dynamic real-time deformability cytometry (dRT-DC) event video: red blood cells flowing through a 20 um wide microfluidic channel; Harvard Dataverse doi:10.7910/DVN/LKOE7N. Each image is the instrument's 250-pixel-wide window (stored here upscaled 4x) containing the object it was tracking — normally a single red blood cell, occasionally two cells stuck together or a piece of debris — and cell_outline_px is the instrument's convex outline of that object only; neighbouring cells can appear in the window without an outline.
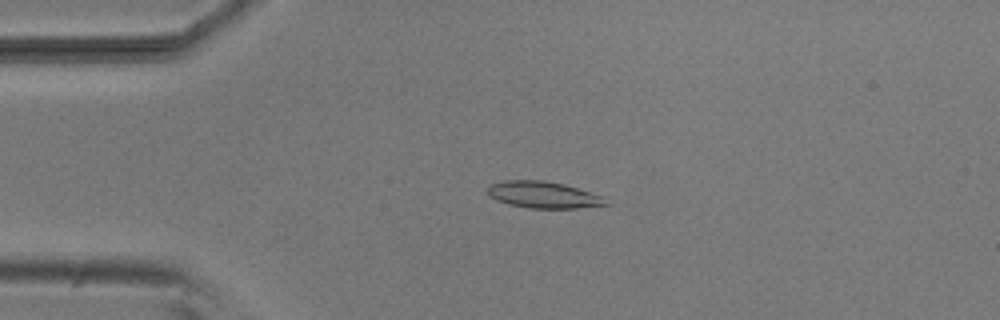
{"species": "common noctule bat (a hibernating species)", "species_latin": "Nyctalus noctula", "temperature_condition": "room temperature", "stored_images_in_passage": 52, "camera_frame_rate_fps": 3000, "um_per_image_px": 0.085, "animal": {"sex": "male", "body_mass_g": 20.5, "forearm_length_mm": 52.5}, "frame": {"image": 1, "passage_image": 12, "time_ms": 3.667, "image_size_px": [1000, 320], "cell_outline_px": [[612, 204], [576, 208], [532, 208], [508, 204], [496, 200], [488, 196], [488, 188], [492, 184], [504, 180], [544, 180], [564, 184], [604, 196]], "centroid_in_image_um": [46.22, 16.56], "position_along_channel_um": 38.8, "area_um2": 18.44}}
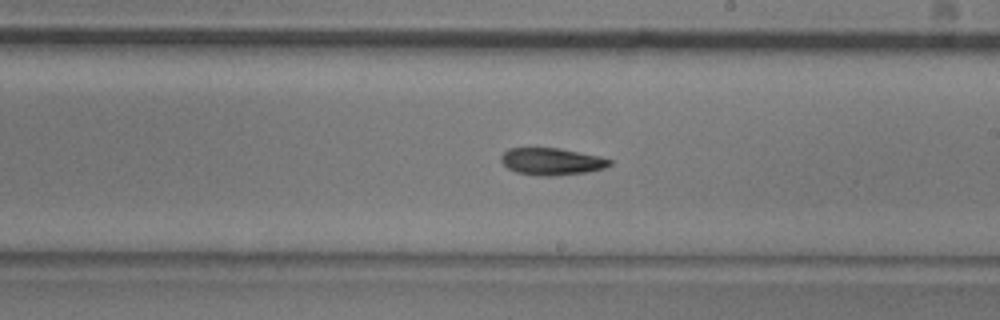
{"frame": {"image": 2, "passage_image": 30, "time_ms": 9.667, "image_size_px": [1000, 320], "cell_outline_px": [[612, 164], [604, 168], [588, 172], [552, 176], [536, 176], [516, 172], [508, 168], [500, 160], [500, 156], [508, 148], [560, 148], [600, 156], [612, 160]], "centroid_in_image_um": [46.89, 13.73], "position_along_channel_um": 242.1, "area_um2": 17.28}}
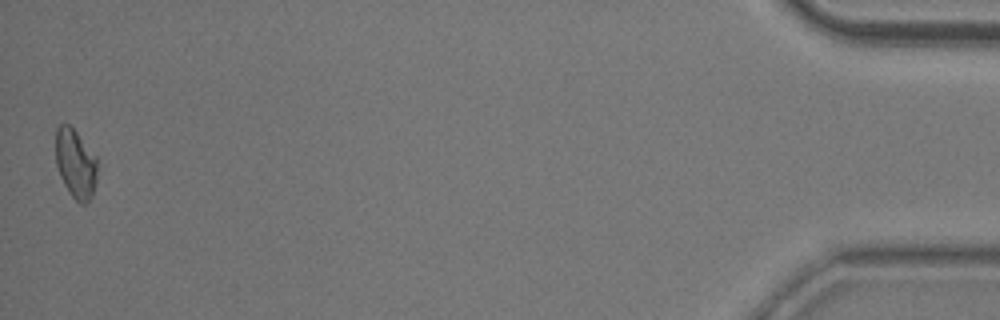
{"frame": {"image": 3, "passage_image": 52, "time_ms": 17.0, "image_size_px": [1000, 320], "cell_outline_px": [[96, 180], [92, 196], [84, 204], [80, 204], [72, 196], [64, 184], [60, 176], [56, 164], [56, 128], [60, 124], [68, 124], [76, 132], [96, 156]], "centroid_in_image_um": [6.41, 13.91], "position_along_channel_um": 428.8, "area_um2": 16.53}, "authors_computed_cell_mechanics": {"area_um2": 17.5134, "velocity_mm_per_s": 3.8387, "shape_relaxation_time_tau1_ms": 5.1435, "shape_relaxation_time_tau2_ms": null, "deformation_change_tau1": 0.1436, "deformation_change_tau2": null}}